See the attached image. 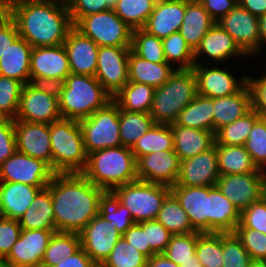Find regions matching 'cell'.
Masks as SVG:
<instances>
[{
	"instance_id": "6da1fadb",
	"label": "cell",
	"mask_w": 266,
	"mask_h": 267,
	"mask_svg": "<svg viewBox=\"0 0 266 267\" xmlns=\"http://www.w3.org/2000/svg\"><path fill=\"white\" fill-rule=\"evenodd\" d=\"M47 187L51 192L57 232L79 234L99 214L107 195L82 173L54 174Z\"/></svg>"
},
{
	"instance_id": "7a4b0ae2",
	"label": "cell",
	"mask_w": 266,
	"mask_h": 267,
	"mask_svg": "<svg viewBox=\"0 0 266 267\" xmlns=\"http://www.w3.org/2000/svg\"><path fill=\"white\" fill-rule=\"evenodd\" d=\"M6 12L33 48L64 44L73 28L65 0H19Z\"/></svg>"
},
{
	"instance_id": "3957f363",
	"label": "cell",
	"mask_w": 266,
	"mask_h": 267,
	"mask_svg": "<svg viewBox=\"0 0 266 267\" xmlns=\"http://www.w3.org/2000/svg\"><path fill=\"white\" fill-rule=\"evenodd\" d=\"M56 89L62 119L87 118L112 100L101 83L90 75L70 73Z\"/></svg>"
},
{
	"instance_id": "277c9868",
	"label": "cell",
	"mask_w": 266,
	"mask_h": 267,
	"mask_svg": "<svg viewBox=\"0 0 266 267\" xmlns=\"http://www.w3.org/2000/svg\"><path fill=\"white\" fill-rule=\"evenodd\" d=\"M82 174L107 193L118 186L138 180L135 156L131 148L122 145L88 154Z\"/></svg>"
},
{
	"instance_id": "5b68a950",
	"label": "cell",
	"mask_w": 266,
	"mask_h": 267,
	"mask_svg": "<svg viewBox=\"0 0 266 267\" xmlns=\"http://www.w3.org/2000/svg\"><path fill=\"white\" fill-rule=\"evenodd\" d=\"M52 170L55 174L82 173L87 153L77 120L60 119L49 124Z\"/></svg>"
},
{
	"instance_id": "8992f818",
	"label": "cell",
	"mask_w": 266,
	"mask_h": 267,
	"mask_svg": "<svg viewBox=\"0 0 266 267\" xmlns=\"http://www.w3.org/2000/svg\"><path fill=\"white\" fill-rule=\"evenodd\" d=\"M197 95V81L193 70H175L165 83L155 89L149 114L155 124H173L180 112Z\"/></svg>"
},
{
	"instance_id": "52a82bcc",
	"label": "cell",
	"mask_w": 266,
	"mask_h": 267,
	"mask_svg": "<svg viewBox=\"0 0 266 267\" xmlns=\"http://www.w3.org/2000/svg\"><path fill=\"white\" fill-rule=\"evenodd\" d=\"M170 186L136 180L114 188L110 194L126 207L135 223L156 219Z\"/></svg>"
},
{
	"instance_id": "ba28073f",
	"label": "cell",
	"mask_w": 266,
	"mask_h": 267,
	"mask_svg": "<svg viewBox=\"0 0 266 267\" xmlns=\"http://www.w3.org/2000/svg\"><path fill=\"white\" fill-rule=\"evenodd\" d=\"M78 122L87 155L97 150L121 146L119 106L113 99Z\"/></svg>"
},
{
	"instance_id": "9c48e42d",
	"label": "cell",
	"mask_w": 266,
	"mask_h": 267,
	"mask_svg": "<svg viewBox=\"0 0 266 267\" xmlns=\"http://www.w3.org/2000/svg\"><path fill=\"white\" fill-rule=\"evenodd\" d=\"M73 27L99 47H131L132 31L113 9L80 18Z\"/></svg>"
},
{
	"instance_id": "30bf717a",
	"label": "cell",
	"mask_w": 266,
	"mask_h": 267,
	"mask_svg": "<svg viewBox=\"0 0 266 267\" xmlns=\"http://www.w3.org/2000/svg\"><path fill=\"white\" fill-rule=\"evenodd\" d=\"M62 119L55 85H23L18 112L14 120L51 124Z\"/></svg>"
},
{
	"instance_id": "8fae6325",
	"label": "cell",
	"mask_w": 266,
	"mask_h": 267,
	"mask_svg": "<svg viewBox=\"0 0 266 267\" xmlns=\"http://www.w3.org/2000/svg\"><path fill=\"white\" fill-rule=\"evenodd\" d=\"M71 73L64 45L35 47L31 52L30 83L59 85Z\"/></svg>"
},
{
	"instance_id": "7c38bea8",
	"label": "cell",
	"mask_w": 266,
	"mask_h": 267,
	"mask_svg": "<svg viewBox=\"0 0 266 267\" xmlns=\"http://www.w3.org/2000/svg\"><path fill=\"white\" fill-rule=\"evenodd\" d=\"M131 47L102 46L98 49L95 78L113 98L128 83Z\"/></svg>"
},
{
	"instance_id": "4fadbf2b",
	"label": "cell",
	"mask_w": 266,
	"mask_h": 267,
	"mask_svg": "<svg viewBox=\"0 0 266 267\" xmlns=\"http://www.w3.org/2000/svg\"><path fill=\"white\" fill-rule=\"evenodd\" d=\"M54 174L46 162L18 150L0 165V182H18L46 187Z\"/></svg>"
},
{
	"instance_id": "5bb4252c",
	"label": "cell",
	"mask_w": 266,
	"mask_h": 267,
	"mask_svg": "<svg viewBox=\"0 0 266 267\" xmlns=\"http://www.w3.org/2000/svg\"><path fill=\"white\" fill-rule=\"evenodd\" d=\"M217 23L235 40L247 55H254L260 50L259 17L237 4Z\"/></svg>"
},
{
	"instance_id": "9a60e30c",
	"label": "cell",
	"mask_w": 266,
	"mask_h": 267,
	"mask_svg": "<svg viewBox=\"0 0 266 267\" xmlns=\"http://www.w3.org/2000/svg\"><path fill=\"white\" fill-rule=\"evenodd\" d=\"M216 186L241 213L263 197L262 169L247 174L220 175Z\"/></svg>"
},
{
	"instance_id": "2e32d148",
	"label": "cell",
	"mask_w": 266,
	"mask_h": 267,
	"mask_svg": "<svg viewBox=\"0 0 266 267\" xmlns=\"http://www.w3.org/2000/svg\"><path fill=\"white\" fill-rule=\"evenodd\" d=\"M180 159L174 150L153 152L136 159L138 180L173 186L180 172Z\"/></svg>"
},
{
	"instance_id": "e0dca14e",
	"label": "cell",
	"mask_w": 266,
	"mask_h": 267,
	"mask_svg": "<svg viewBox=\"0 0 266 267\" xmlns=\"http://www.w3.org/2000/svg\"><path fill=\"white\" fill-rule=\"evenodd\" d=\"M56 230L22 229L3 262L17 267H41L48 243Z\"/></svg>"
},
{
	"instance_id": "ac0fdd59",
	"label": "cell",
	"mask_w": 266,
	"mask_h": 267,
	"mask_svg": "<svg viewBox=\"0 0 266 267\" xmlns=\"http://www.w3.org/2000/svg\"><path fill=\"white\" fill-rule=\"evenodd\" d=\"M220 176L216 144L209 150L180 163L177 182L173 186H216Z\"/></svg>"
},
{
	"instance_id": "d6986e66",
	"label": "cell",
	"mask_w": 266,
	"mask_h": 267,
	"mask_svg": "<svg viewBox=\"0 0 266 267\" xmlns=\"http://www.w3.org/2000/svg\"><path fill=\"white\" fill-rule=\"evenodd\" d=\"M81 247L100 266L111 253L122 234L109 226L99 214L79 233Z\"/></svg>"
},
{
	"instance_id": "ffe728a7",
	"label": "cell",
	"mask_w": 266,
	"mask_h": 267,
	"mask_svg": "<svg viewBox=\"0 0 266 267\" xmlns=\"http://www.w3.org/2000/svg\"><path fill=\"white\" fill-rule=\"evenodd\" d=\"M205 66L202 62L192 67L196 76L198 94L219 98L237 93L246 83L247 75L236 79L230 72L215 65Z\"/></svg>"
},
{
	"instance_id": "44dd1931",
	"label": "cell",
	"mask_w": 266,
	"mask_h": 267,
	"mask_svg": "<svg viewBox=\"0 0 266 267\" xmlns=\"http://www.w3.org/2000/svg\"><path fill=\"white\" fill-rule=\"evenodd\" d=\"M14 129L17 150L46 162L52 168L49 124L14 120Z\"/></svg>"
},
{
	"instance_id": "7402d4cb",
	"label": "cell",
	"mask_w": 266,
	"mask_h": 267,
	"mask_svg": "<svg viewBox=\"0 0 266 267\" xmlns=\"http://www.w3.org/2000/svg\"><path fill=\"white\" fill-rule=\"evenodd\" d=\"M171 192L187 213L192 227L209 232V186H171Z\"/></svg>"
},
{
	"instance_id": "603a6c76",
	"label": "cell",
	"mask_w": 266,
	"mask_h": 267,
	"mask_svg": "<svg viewBox=\"0 0 266 267\" xmlns=\"http://www.w3.org/2000/svg\"><path fill=\"white\" fill-rule=\"evenodd\" d=\"M72 74L95 76L99 46L74 27L64 42Z\"/></svg>"
},
{
	"instance_id": "cb8c5ba5",
	"label": "cell",
	"mask_w": 266,
	"mask_h": 267,
	"mask_svg": "<svg viewBox=\"0 0 266 267\" xmlns=\"http://www.w3.org/2000/svg\"><path fill=\"white\" fill-rule=\"evenodd\" d=\"M185 14V2L157 0L155 8L142 28L150 35L163 39L179 32Z\"/></svg>"
},
{
	"instance_id": "d4e9b609",
	"label": "cell",
	"mask_w": 266,
	"mask_h": 267,
	"mask_svg": "<svg viewBox=\"0 0 266 267\" xmlns=\"http://www.w3.org/2000/svg\"><path fill=\"white\" fill-rule=\"evenodd\" d=\"M206 55L212 61L224 62L232 56L247 55L240 49L233 37H231L217 22L202 38L200 45L194 51L195 64H199V57Z\"/></svg>"
},
{
	"instance_id": "484cf974",
	"label": "cell",
	"mask_w": 266,
	"mask_h": 267,
	"mask_svg": "<svg viewBox=\"0 0 266 267\" xmlns=\"http://www.w3.org/2000/svg\"><path fill=\"white\" fill-rule=\"evenodd\" d=\"M43 188L18 182H0V217L18 220Z\"/></svg>"
},
{
	"instance_id": "4316f807",
	"label": "cell",
	"mask_w": 266,
	"mask_h": 267,
	"mask_svg": "<svg viewBox=\"0 0 266 267\" xmlns=\"http://www.w3.org/2000/svg\"><path fill=\"white\" fill-rule=\"evenodd\" d=\"M252 109V94L248 83L237 93L214 98L213 132L244 116Z\"/></svg>"
},
{
	"instance_id": "83f0119b",
	"label": "cell",
	"mask_w": 266,
	"mask_h": 267,
	"mask_svg": "<svg viewBox=\"0 0 266 267\" xmlns=\"http://www.w3.org/2000/svg\"><path fill=\"white\" fill-rule=\"evenodd\" d=\"M173 133L174 151L180 161L203 153L215 144V133L208 130L196 129L170 124Z\"/></svg>"
},
{
	"instance_id": "f1b7e54d",
	"label": "cell",
	"mask_w": 266,
	"mask_h": 267,
	"mask_svg": "<svg viewBox=\"0 0 266 267\" xmlns=\"http://www.w3.org/2000/svg\"><path fill=\"white\" fill-rule=\"evenodd\" d=\"M33 47L18 36L0 58V75L30 83V60Z\"/></svg>"
},
{
	"instance_id": "f546056e",
	"label": "cell",
	"mask_w": 266,
	"mask_h": 267,
	"mask_svg": "<svg viewBox=\"0 0 266 267\" xmlns=\"http://www.w3.org/2000/svg\"><path fill=\"white\" fill-rule=\"evenodd\" d=\"M240 212L217 186H209V232L233 233Z\"/></svg>"
},
{
	"instance_id": "4dcf8cb0",
	"label": "cell",
	"mask_w": 266,
	"mask_h": 267,
	"mask_svg": "<svg viewBox=\"0 0 266 267\" xmlns=\"http://www.w3.org/2000/svg\"><path fill=\"white\" fill-rule=\"evenodd\" d=\"M174 68L168 63L147 61L130 50L128 82L147 84L156 89L169 79L176 70Z\"/></svg>"
},
{
	"instance_id": "1f68e13d",
	"label": "cell",
	"mask_w": 266,
	"mask_h": 267,
	"mask_svg": "<svg viewBox=\"0 0 266 267\" xmlns=\"http://www.w3.org/2000/svg\"><path fill=\"white\" fill-rule=\"evenodd\" d=\"M216 21L203 8L200 2H185V14L179 29L182 37L193 51Z\"/></svg>"
},
{
	"instance_id": "d6a6232c",
	"label": "cell",
	"mask_w": 266,
	"mask_h": 267,
	"mask_svg": "<svg viewBox=\"0 0 266 267\" xmlns=\"http://www.w3.org/2000/svg\"><path fill=\"white\" fill-rule=\"evenodd\" d=\"M18 221L22 229L56 230L51 192L47 186L37 193L31 205Z\"/></svg>"
},
{
	"instance_id": "836d02e7",
	"label": "cell",
	"mask_w": 266,
	"mask_h": 267,
	"mask_svg": "<svg viewBox=\"0 0 266 267\" xmlns=\"http://www.w3.org/2000/svg\"><path fill=\"white\" fill-rule=\"evenodd\" d=\"M216 153L220 175L247 174L259 170L245 146L216 144Z\"/></svg>"
},
{
	"instance_id": "e575fe53",
	"label": "cell",
	"mask_w": 266,
	"mask_h": 267,
	"mask_svg": "<svg viewBox=\"0 0 266 267\" xmlns=\"http://www.w3.org/2000/svg\"><path fill=\"white\" fill-rule=\"evenodd\" d=\"M214 99L197 95L179 114L175 123L213 132Z\"/></svg>"
},
{
	"instance_id": "d590c367",
	"label": "cell",
	"mask_w": 266,
	"mask_h": 267,
	"mask_svg": "<svg viewBox=\"0 0 266 267\" xmlns=\"http://www.w3.org/2000/svg\"><path fill=\"white\" fill-rule=\"evenodd\" d=\"M155 88L147 84L128 82L112 99L120 109L149 113Z\"/></svg>"
},
{
	"instance_id": "8d00e7d4",
	"label": "cell",
	"mask_w": 266,
	"mask_h": 267,
	"mask_svg": "<svg viewBox=\"0 0 266 267\" xmlns=\"http://www.w3.org/2000/svg\"><path fill=\"white\" fill-rule=\"evenodd\" d=\"M164 150H174L173 133L168 124H154L131 148L135 159Z\"/></svg>"
},
{
	"instance_id": "74e56055",
	"label": "cell",
	"mask_w": 266,
	"mask_h": 267,
	"mask_svg": "<svg viewBox=\"0 0 266 267\" xmlns=\"http://www.w3.org/2000/svg\"><path fill=\"white\" fill-rule=\"evenodd\" d=\"M156 220L173 235L198 232L192 227L187 213L172 192L163 201Z\"/></svg>"
},
{
	"instance_id": "f35d334b",
	"label": "cell",
	"mask_w": 266,
	"mask_h": 267,
	"mask_svg": "<svg viewBox=\"0 0 266 267\" xmlns=\"http://www.w3.org/2000/svg\"><path fill=\"white\" fill-rule=\"evenodd\" d=\"M80 248L81 240L78 233L54 232L46 248L41 267H54Z\"/></svg>"
},
{
	"instance_id": "ab89813d",
	"label": "cell",
	"mask_w": 266,
	"mask_h": 267,
	"mask_svg": "<svg viewBox=\"0 0 266 267\" xmlns=\"http://www.w3.org/2000/svg\"><path fill=\"white\" fill-rule=\"evenodd\" d=\"M119 133L121 145L132 148L154 124L149 113L131 112L119 108Z\"/></svg>"
},
{
	"instance_id": "60d3db41",
	"label": "cell",
	"mask_w": 266,
	"mask_h": 267,
	"mask_svg": "<svg viewBox=\"0 0 266 267\" xmlns=\"http://www.w3.org/2000/svg\"><path fill=\"white\" fill-rule=\"evenodd\" d=\"M260 116L252 108L248 113L215 133V144L244 146L255 121Z\"/></svg>"
},
{
	"instance_id": "b9f144b4",
	"label": "cell",
	"mask_w": 266,
	"mask_h": 267,
	"mask_svg": "<svg viewBox=\"0 0 266 267\" xmlns=\"http://www.w3.org/2000/svg\"><path fill=\"white\" fill-rule=\"evenodd\" d=\"M157 0H119L114 12L133 30L142 29Z\"/></svg>"
},
{
	"instance_id": "7bdbcfd3",
	"label": "cell",
	"mask_w": 266,
	"mask_h": 267,
	"mask_svg": "<svg viewBox=\"0 0 266 267\" xmlns=\"http://www.w3.org/2000/svg\"><path fill=\"white\" fill-rule=\"evenodd\" d=\"M196 255L203 267H222V233L197 232Z\"/></svg>"
},
{
	"instance_id": "ee69618b",
	"label": "cell",
	"mask_w": 266,
	"mask_h": 267,
	"mask_svg": "<svg viewBox=\"0 0 266 267\" xmlns=\"http://www.w3.org/2000/svg\"><path fill=\"white\" fill-rule=\"evenodd\" d=\"M163 50L168 64L177 63L176 70H189L195 64L194 51L186 43L180 32H175L162 39ZM171 61L173 63H171Z\"/></svg>"
},
{
	"instance_id": "f6af8a7d",
	"label": "cell",
	"mask_w": 266,
	"mask_h": 267,
	"mask_svg": "<svg viewBox=\"0 0 266 267\" xmlns=\"http://www.w3.org/2000/svg\"><path fill=\"white\" fill-rule=\"evenodd\" d=\"M131 50L147 61L167 63L162 39L150 35L143 29H134L132 31Z\"/></svg>"
},
{
	"instance_id": "bcb514c9",
	"label": "cell",
	"mask_w": 266,
	"mask_h": 267,
	"mask_svg": "<svg viewBox=\"0 0 266 267\" xmlns=\"http://www.w3.org/2000/svg\"><path fill=\"white\" fill-rule=\"evenodd\" d=\"M147 257L121 237L101 267H145Z\"/></svg>"
},
{
	"instance_id": "7dc6e473",
	"label": "cell",
	"mask_w": 266,
	"mask_h": 267,
	"mask_svg": "<svg viewBox=\"0 0 266 267\" xmlns=\"http://www.w3.org/2000/svg\"><path fill=\"white\" fill-rule=\"evenodd\" d=\"M197 232L172 235L163 254L177 265L198 260L196 255Z\"/></svg>"
},
{
	"instance_id": "c3c4849f",
	"label": "cell",
	"mask_w": 266,
	"mask_h": 267,
	"mask_svg": "<svg viewBox=\"0 0 266 267\" xmlns=\"http://www.w3.org/2000/svg\"><path fill=\"white\" fill-rule=\"evenodd\" d=\"M99 215L109 222L111 228H115L122 235L135 223L130 211L121 205L110 193H107L101 203Z\"/></svg>"
},
{
	"instance_id": "681fc988",
	"label": "cell",
	"mask_w": 266,
	"mask_h": 267,
	"mask_svg": "<svg viewBox=\"0 0 266 267\" xmlns=\"http://www.w3.org/2000/svg\"><path fill=\"white\" fill-rule=\"evenodd\" d=\"M222 267H250L252 258L233 233H222Z\"/></svg>"
},
{
	"instance_id": "f907efd6",
	"label": "cell",
	"mask_w": 266,
	"mask_h": 267,
	"mask_svg": "<svg viewBox=\"0 0 266 267\" xmlns=\"http://www.w3.org/2000/svg\"><path fill=\"white\" fill-rule=\"evenodd\" d=\"M23 83L0 75V112L10 119H15Z\"/></svg>"
},
{
	"instance_id": "816d5d0a",
	"label": "cell",
	"mask_w": 266,
	"mask_h": 267,
	"mask_svg": "<svg viewBox=\"0 0 266 267\" xmlns=\"http://www.w3.org/2000/svg\"><path fill=\"white\" fill-rule=\"evenodd\" d=\"M245 149L259 169L266 168V119L259 117L250 131Z\"/></svg>"
},
{
	"instance_id": "f5cc1de1",
	"label": "cell",
	"mask_w": 266,
	"mask_h": 267,
	"mask_svg": "<svg viewBox=\"0 0 266 267\" xmlns=\"http://www.w3.org/2000/svg\"><path fill=\"white\" fill-rule=\"evenodd\" d=\"M234 233L252 260H266V234L250 228H236Z\"/></svg>"
},
{
	"instance_id": "db71d44e",
	"label": "cell",
	"mask_w": 266,
	"mask_h": 267,
	"mask_svg": "<svg viewBox=\"0 0 266 267\" xmlns=\"http://www.w3.org/2000/svg\"><path fill=\"white\" fill-rule=\"evenodd\" d=\"M236 228H250L266 234V198L252 203L240 213Z\"/></svg>"
},
{
	"instance_id": "11a10c76",
	"label": "cell",
	"mask_w": 266,
	"mask_h": 267,
	"mask_svg": "<svg viewBox=\"0 0 266 267\" xmlns=\"http://www.w3.org/2000/svg\"><path fill=\"white\" fill-rule=\"evenodd\" d=\"M21 226L16 219L0 217V261H3L18 240Z\"/></svg>"
},
{
	"instance_id": "9f6ffc18",
	"label": "cell",
	"mask_w": 266,
	"mask_h": 267,
	"mask_svg": "<svg viewBox=\"0 0 266 267\" xmlns=\"http://www.w3.org/2000/svg\"><path fill=\"white\" fill-rule=\"evenodd\" d=\"M73 25L82 17L111 8L105 0H65Z\"/></svg>"
},
{
	"instance_id": "6f0895ef",
	"label": "cell",
	"mask_w": 266,
	"mask_h": 267,
	"mask_svg": "<svg viewBox=\"0 0 266 267\" xmlns=\"http://www.w3.org/2000/svg\"><path fill=\"white\" fill-rule=\"evenodd\" d=\"M172 235L156 219L146 221L147 244L156 254L163 253L166 250Z\"/></svg>"
},
{
	"instance_id": "680465c9",
	"label": "cell",
	"mask_w": 266,
	"mask_h": 267,
	"mask_svg": "<svg viewBox=\"0 0 266 267\" xmlns=\"http://www.w3.org/2000/svg\"><path fill=\"white\" fill-rule=\"evenodd\" d=\"M17 151L14 119L0 123V165Z\"/></svg>"
},
{
	"instance_id": "91938a15",
	"label": "cell",
	"mask_w": 266,
	"mask_h": 267,
	"mask_svg": "<svg viewBox=\"0 0 266 267\" xmlns=\"http://www.w3.org/2000/svg\"><path fill=\"white\" fill-rule=\"evenodd\" d=\"M122 237L144 254L147 258L155 255L156 253L150 248V245L147 244L146 238V221L140 223H134Z\"/></svg>"
},
{
	"instance_id": "94428289",
	"label": "cell",
	"mask_w": 266,
	"mask_h": 267,
	"mask_svg": "<svg viewBox=\"0 0 266 267\" xmlns=\"http://www.w3.org/2000/svg\"><path fill=\"white\" fill-rule=\"evenodd\" d=\"M247 83L252 94V108L261 118L266 119V73L258 79L247 76Z\"/></svg>"
},
{
	"instance_id": "6125c7cd",
	"label": "cell",
	"mask_w": 266,
	"mask_h": 267,
	"mask_svg": "<svg viewBox=\"0 0 266 267\" xmlns=\"http://www.w3.org/2000/svg\"><path fill=\"white\" fill-rule=\"evenodd\" d=\"M18 36L17 25L6 12L0 18V58Z\"/></svg>"
},
{
	"instance_id": "be15d7a7",
	"label": "cell",
	"mask_w": 266,
	"mask_h": 267,
	"mask_svg": "<svg viewBox=\"0 0 266 267\" xmlns=\"http://www.w3.org/2000/svg\"><path fill=\"white\" fill-rule=\"evenodd\" d=\"M200 3L217 22L238 4V0H201Z\"/></svg>"
},
{
	"instance_id": "e7e4bbea",
	"label": "cell",
	"mask_w": 266,
	"mask_h": 267,
	"mask_svg": "<svg viewBox=\"0 0 266 267\" xmlns=\"http://www.w3.org/2000/svg\"><path fill=\"white\" fill-rule=\"evenodd\" d=\"M98 265L81 247L76 253L67 257L54 267H97Z\"/></svg>"
},
{
	"instance_id": "03108f58",
	"label": "cell",
	"mask_w": 266,
	"mask_h": 267,
	"mask_svg": "<svg viewBox=\"0 0 266 267\" xmlns=\"http://www.w3.org/2000/svg\"><path fill=\"white\" fill-rule=\"evenodd\" d=\"M238 4L257 17L266 14V0H238Z\"/></svg>"
},
{
	"instance_id": "003e7915",
	"label": "cell",
	"mask_w": 266,
	"mask_h": 267,
	"mask_svg": "<svg viewBox=\"0 0 266 267\" xmlns=\"http://www.w3.org/2000/svg\"><path fill=\"white\" fill-rule=\"evenodd\" d=\"M145 267H180L169 260L163 253L155 254L147 259Z\"/></svg>"
},
{
	"instance_id": "a7ac6f4b",
	"label": "cell",
	"mask_w": 266,
	"mask_h": 267,
	"mask_svg": "<svg viewBox=\"0 0 266 267\" xmlns=\"http://www.w3.org/2000/svg\"><path fill=\"white\" fill-rule=\"evenodd\" d=\"M259 37L262 50V44L266 43V14L259 17Z\"/></svg>"
},
{
	"instance_id": "89a4df30",
	"label": "cell",
	"mask_w": 266,
	"mask_h": 267,
	"mask_svg": "<svg viewBox=\"0 0 266 267\" xmlns=\"http://www.w3.org/2000/svg\"><path fill=\"white\" fill-rule=\"evenodd\" d=\"M202 265L198 260L188 261L187 263H182L180 267H201Z\"/></svg>"
},
{
	"instance_id": "2644e50d",
	"label": "cell",
	"mask_w": 266,
	"mask_h": 267,
	"mask_svg": "<svg viewBox=\"0 0 266 267\" xmlns=\"http://www.w3.org/2000/svg\"><path fill=\"white\" fill-rule=\"evenodd\" d=\"M250 267H266V260H252Z\"/></svg>"
},
{
	"instance_id": "8c879c8a",
	"label": "cell",
	"mask_w": 266,
	"mask_h": 267,
	"mask_svg": "<svg viewBox=\"0 0 266 267\" xmlns=\"http://www.w3.org/2000/svg\"><path fill=\"white\" fill-rule=\"evenodd\" d=\"M262 178H263V197L266 198V170L262 169Z\"/></svg>"
},
{
	"instance_id": "753ad0ef",
	"label": "cell",
	"mask_w": 266,
	"mask_h": 267,
	"mask_svg": "<svg viewBox=\"0 0 266 267\" xmlns=\"http://www.w3.org/2000/svg\"><path fill=\"white\" fill-rule=\"evenodd\" d=\"M14 2H16V0H0V4H2L6 9Z\"/></svg>"
},
{
	"instance_id": "34e18365",
	"label": "cell",
	"mask_w": 266,
	"mask_h": 267,
	"mask_svg": "<svg viewBox=\"0 0 266 267\" xmlns=\"http://www.w3.org/2000/svg\"><path fill=\"white\" fill-rule=\"evenodd\" d=\"M106 1V4L111 8V9H113L115 6H116V4H117V2L119 1V0H105Z\"/></svg>"
},
{
	"instance_id": "11e5206c",
	"label": "cell",
	"mask_w": 266,
	"mask_h": 267,
	"mask_svg": "<svg viewBox=\"0 0 266 267\" xmlns=\"http://www.w3.org/2000/svg\"><path fill=\"white\" fill-rule=\"evenodd\" d=\"M6 13V8L0 4V18Z\"/></svg>"
},
{
	"instance_id": "2a66077c",
	"label": "cell",
	"mask_w": 266,
	"mask_h": 267,
	"mask_svg": "<svg viewBox=\"0 0 266 267\" xmlns=\"http://www.w3.org/2000/svg\"><path fill=\"white\" fill-rule=\"evenodd\" d=\"M0 267H17V266H14V265H10V264H7L3 261H0Z\"/></svg>"
},
{
	"instance_id": "b9fcfbb0",
	"label": "cell",
	"mask_w": 266,
	"mask_h": 267,
	"mask_svg": "<svg viewBox=\"0 0 266 267\" xmlns=\"http://www.w3.org/2000/svg\"><path fill=\"white\" fill-rule=\"evenodd\" d=\"M177 1H182L186 3H192V2H200L201 0H177Z\"/></svg>"
},
{
	"instance_id": "09005b40",
	"label": "cell",
	"mask_w": 266,
	"mask_h": 267,
	"mask_svg": "<svg viewBox=\"0 0 266 267\" xmlns=\"http://www.w3.org/2000/svg\"><path fill=\"white\" fill-rule=\"evenodd\" d=\"M6 117L0 112V123L3 122Z\"/></svg>"
}]
</instances>
